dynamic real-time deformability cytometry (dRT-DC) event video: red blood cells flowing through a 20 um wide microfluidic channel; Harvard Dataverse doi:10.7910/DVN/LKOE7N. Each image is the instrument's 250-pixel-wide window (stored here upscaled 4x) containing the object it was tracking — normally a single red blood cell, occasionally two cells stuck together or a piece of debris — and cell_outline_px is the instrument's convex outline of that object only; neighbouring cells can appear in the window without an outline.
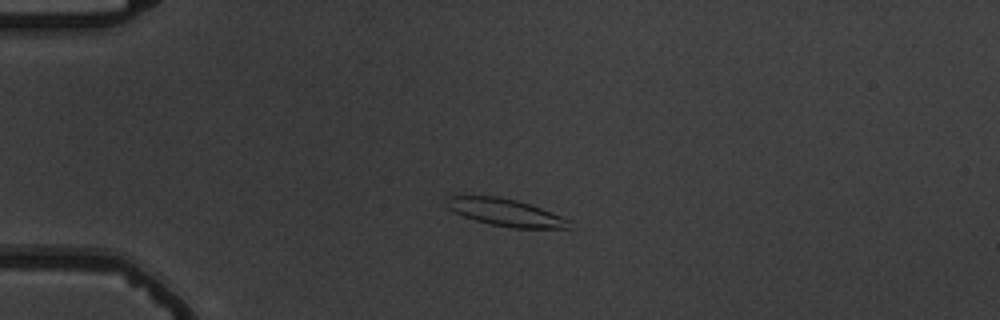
{"species": "common noctule bat (a hibernating species)", "species_latin": "Nyctalus noctula", "temperature_condition": "warm", "stored_images_in_passage": 3, "camera_frame_rate_fps": 3000, "um_per_image_px": 0.085, "animal": {"sex": "male", "body_mass_g": 19.5, "forearm_length_mm": 54.6}, "frame": {"image": 1, "passage_image": 1, "time_ms": 0.0, "image_size_px": [1000, 320], "cell_outline_px": [[572, 228], [512, 228], [492, 224], [476, 220], [464, 216], [448, 208], [444, 204], [444, 200], [448, 196], [496, 196], [516, 200], [540, 208], [572, 220]], "centroid_in_image_um": [42.99, 18.06], "position_along_channel_um": 42.0, "area_um2": 19.36}}